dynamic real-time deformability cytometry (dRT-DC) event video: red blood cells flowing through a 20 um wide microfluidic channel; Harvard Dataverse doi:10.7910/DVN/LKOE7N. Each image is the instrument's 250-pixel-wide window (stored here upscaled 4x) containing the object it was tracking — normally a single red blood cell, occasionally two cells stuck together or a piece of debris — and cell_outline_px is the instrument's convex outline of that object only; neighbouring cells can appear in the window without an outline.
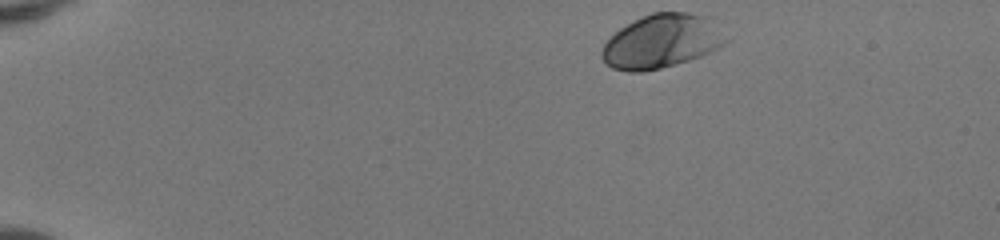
{"species": "human", "species_latin": "Homo sapiens", "temperature_condition": "room temperature", "stored_images_in_passage": 43, "camera_frame_rate_fps": 3000, "um_per_image_px": 0.085, "donor": {"sex": "female"}, "frame": {"image": 1, "passage_image": 1, "time_ms": 0.0, "image_size_px": [1000, 240], "cell_outline_px": [[732, 40], [720, 48], [700, 56], [676, 64], [660, 68], [640, 72], [628, 72], [612, 68], [600, 56], [600, 52], [604, 44], [620, 28], [652, 12], [688, 12], [708, 16]], "centroid_in_image_um": [56.3, 3.51], "position_along_channel_um": 28.7, "area_um2": 39.02}}
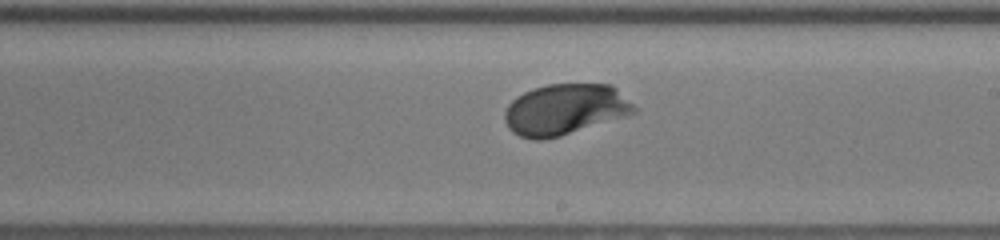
{"frame": {"image": 2, "passage_image": 24, "time_ms": 7.667, "image_size_px": [1000, 240], "cell_outline_px": [[636, 112], [624, 116], [560, 136], [544, 140], [532, 140], [520, 136], [512, 132], [508, 128], [504, 120], [504, 112], [508, 104], [516, 96], [532, 88], [548, 84], [612, 84], [636, 108]], "centroid_in_image_um": [47.96, 9.3], "position_along_channel_um": 241.0, "area_um2": 38.32}}
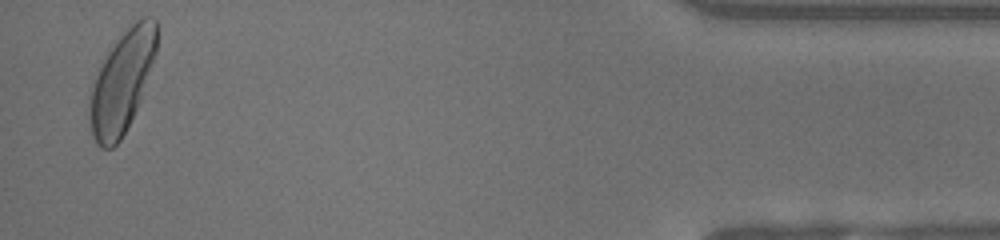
{"frame": {"image": 3, "passage_image": 42, "time_ms": 13.667, "image_size_px": [1000, 240], "cell_outline_px": [[156, 52], [140, 100], [120, 140], [112, 148], [100, 148], [96, 144], [92, 136], [88, 116], [88, 112], [92, 80], [108, 52], [120, 36], [136, 20], [144, 16], [152, 16], [156, 20]], "centroid_in_image_um": [10.33, 6.98], "position_along_channel_um": 424.9, "area_um2": 39.25}, "authors_computed_cell_mechanics": {"area_um2": 37.1654, "velocity_mm_per_s": 4.121, "shape_relaxation_time_tau1_ms": 1.653, "shape_relaxation_time_tau2_ms": null, "deformation_change_tau1": 0.1142, "deformation_change_tau2": null}}